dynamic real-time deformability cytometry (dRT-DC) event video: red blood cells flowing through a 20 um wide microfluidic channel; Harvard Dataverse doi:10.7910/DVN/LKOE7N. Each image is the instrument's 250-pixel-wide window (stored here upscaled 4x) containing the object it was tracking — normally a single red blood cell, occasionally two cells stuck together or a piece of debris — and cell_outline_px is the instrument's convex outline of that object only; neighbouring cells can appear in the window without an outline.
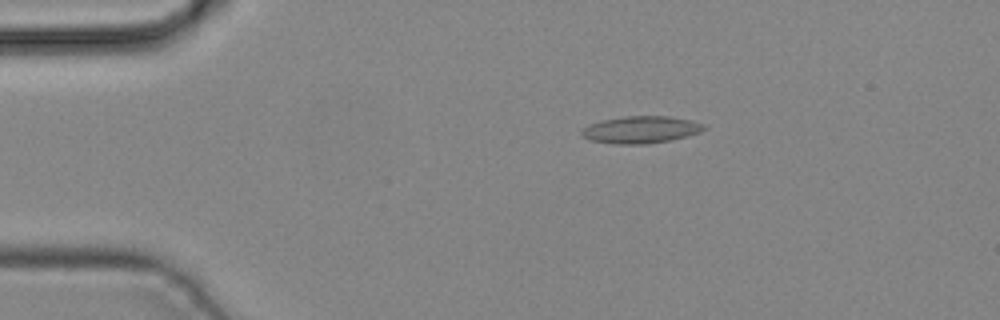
{"species": "common noctule bat (a hibernating species)", "species_latin": "Nyctalus noctula", "temperature_condition": "cold", "stored_images_in_passage": 43, "camera_frame_rate_fps": 3000, "um_per_image_px": 0.085, "animal": {"sex": "male", "body_mass_g": 19.2, "forearm_length_mm": 51.8}, "frame": {"image": 1, "passage_image": 7, "time_ms": 2.0, "image_size_px": [1000, 320], "cell_outline_px": [[708, 128], [700, 132], [688, 136], [648, 144], [616, 144], [588, 140], [580, 136], [580, 132], [588, 124], [604, 120], [624, 116], [668, 116], [688, 120], [704, 124]], "centroid_in_image_um": [54.44, 11.03], "position_along_channel_um": 30.6, "area_um2": 19.36}}
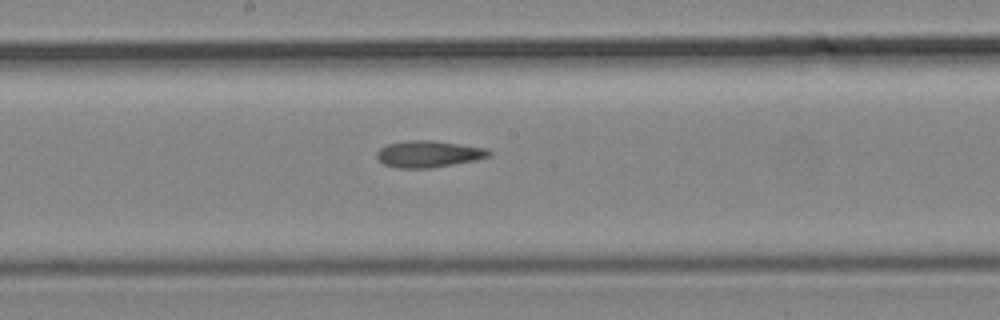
{"frame": {"image": 2, "passage_image": 22, "time_ms": 7.0, "image_size_px": [1000, 320], "cell_outline_px": [[492, 152], [488, 156], [476, 160], [432, 168], [396, 168], [384, 164], [376, 156], [376, 152], [380, 148], [388, 144], [408, 140], [432, 140], [460, 144], [484, 148]], "centroid_in_image_um": [36.4, 13.09], "position_along_channel_um": 211.8, "area_um2": 17.34}}
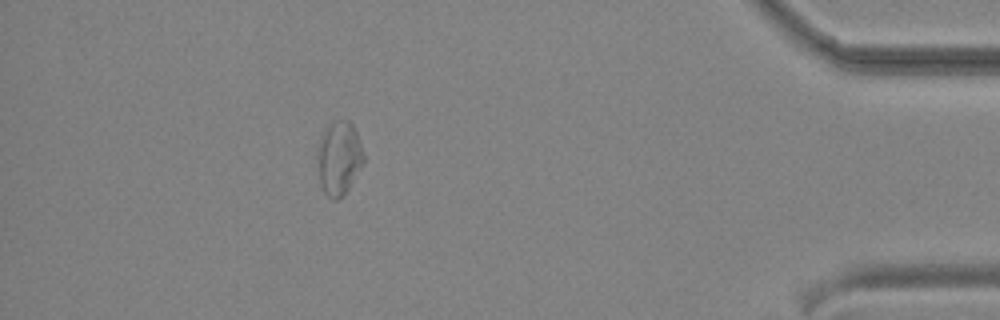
{"frame": {"image": 3, "passage_image": 38, "time_ms": 12.333, "image_size_px": [1000, 320], "cell_outline_px": [[364, 160], [348, 188], [336, 200], [332, 200], [324, 192], [320, 184], [316, 156], [316, 148], [324, 132], [336, 120], [348, 120], [352, 124], [356, 132], [364, 156]], "centroid_in_image_um": [28.78, 13.44], "position_along_channel_um": 406.4, "area_um2": 19.42}}